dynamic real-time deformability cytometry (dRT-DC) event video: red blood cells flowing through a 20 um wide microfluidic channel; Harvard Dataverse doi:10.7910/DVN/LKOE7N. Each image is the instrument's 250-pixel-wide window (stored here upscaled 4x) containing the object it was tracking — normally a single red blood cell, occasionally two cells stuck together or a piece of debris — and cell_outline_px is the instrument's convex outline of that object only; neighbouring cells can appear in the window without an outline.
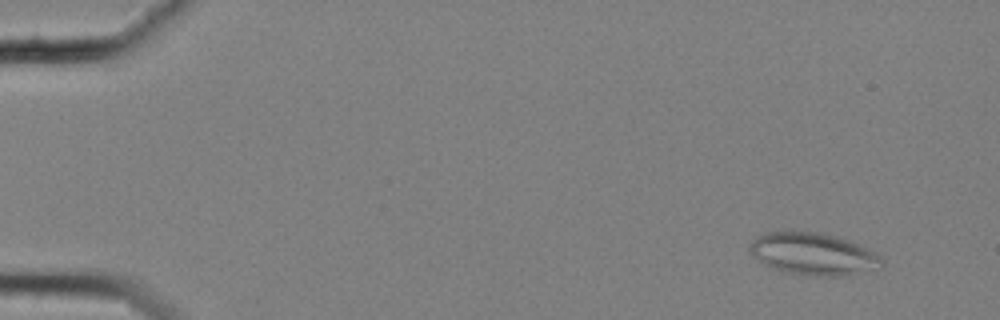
{"species": "common noctule bat (a hibernating species)", "species_latin": "Nyctalus noctula", "temperature_condition": "cold", "stored_images_in_passage": 58, "camera_frame_rate_fps": 3000, "um_per_image_px": 0.085, "animal": {"sex": "female", "body_mass_g": 25.1}, "frame": {"image": 1, "passage_image": 5, "time_ms": 1.333, "image_size_px": [1000, 320], "cell_outline_px": [[884, 264], [872, 268], [844, 276], [812, 276], [788, 272], [764, 264], [752, 256], [748, 248], [752, 240], [768, 232], [792, 228], [816, 232], [836, 236], [848, 240], [876, 252], [884, 260]], "centroid_in_image_um": [69.08, 21.54], "position_along_channel_um": 15.9, "area_um2": 32.6}}
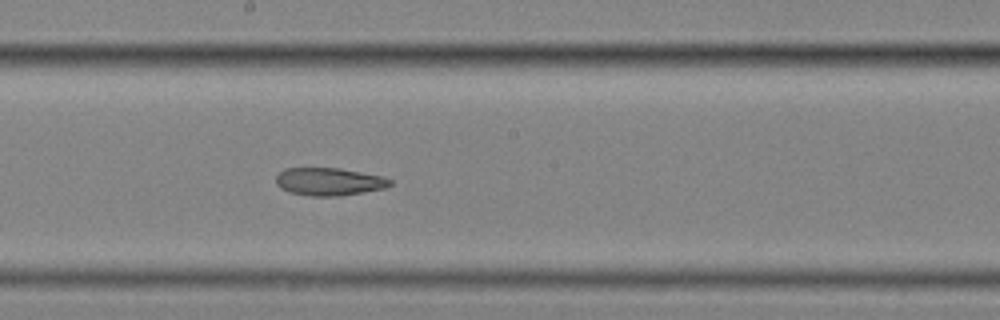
{"frame": {"image": 2, "passage_image": 33, "time_ms": 10.667, "image_size_px": [1000, 320], "cell_outline_px": [[392, 184], [384, 188], [364, 192], [340, 196], [308, 196], [288, 192], [280, 188], [276, 184], [276, 176], [284, 168], [340, 168], [384, 176], [392, 180]], "centroid_in_image_um": [27.97, 15.44], "position_along_channel_um": 220.2, "area_um2": 18.67}}
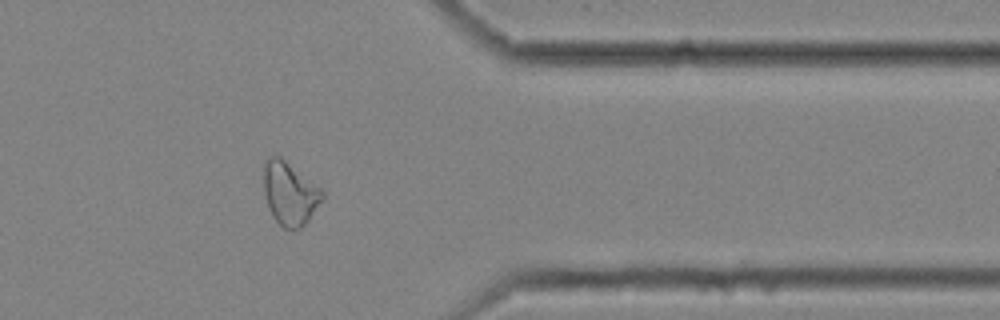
{"frame": {"image": 3, "passage_image": 48, "time_ms": 15.667, "image_size_px": [1000, 320], "cell_outline_px": [[324, 196], [308, 220], [300, 228], [284, 228], [272, 216], [268, 208], [264, 196], [264, 164], [272, 156], [280, 156], [320, 188], [324, 192]], "centroid_in_image_um": [24.61, 16.45], "position_along_channel_um": 386.8, "area_um2": 21.1}, "authors_computed_cell_mechanics": {"area_um2": 22.5709, "velocity_mm_per_s": 3.5275, "shape_relaxation_time_tau1_ms": null, "shape_relaxation_time_tau2_ms": 3.8362, "deformation_change_tau1": null, "deformation_change_tau2": 0.1037}}